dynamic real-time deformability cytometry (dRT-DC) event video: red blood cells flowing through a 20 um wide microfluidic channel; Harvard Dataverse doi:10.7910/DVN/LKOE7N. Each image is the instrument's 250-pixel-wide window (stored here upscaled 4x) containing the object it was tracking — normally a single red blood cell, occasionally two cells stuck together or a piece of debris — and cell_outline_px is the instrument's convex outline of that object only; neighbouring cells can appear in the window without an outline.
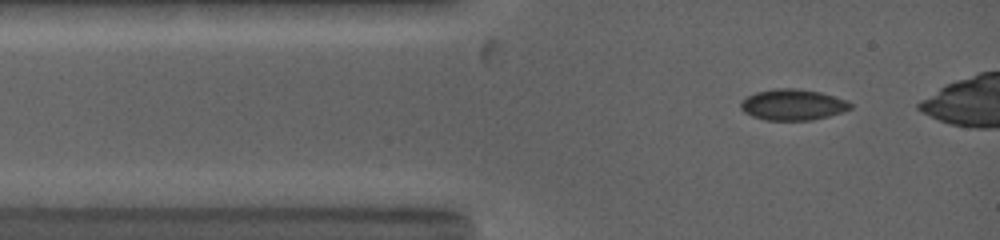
{"species": "common noctule bat (a hibernating species)", "species_latin": "Nyctalus noctula", "temperature_condition": "warm", "stored_images_in_passage": 14, "camera_frame_rate_fps": 5000, "um_per_image_px": 0.085, "animal": {"sex": "female", "body_mass_g": 19.0, "forearm_length_mm": 53.3}, "frame": {"image": 1, "passage_image": 3, "time_ms": 0.6, "image_size_px": [1000, 240], "cell_outline_px": [[852, 108], [828, 116], [812, 120], [764, 120], [752, 116], [744, 112], [740, 108], [740, 100], [756, 92], [776, 88], [796, 88], [820, 92], [848, 100], [852, 104]], "centroid_in_image_um": [67.37, 8.9], "position_along_channel_um": 17.6, "area_um2": 19.88}}
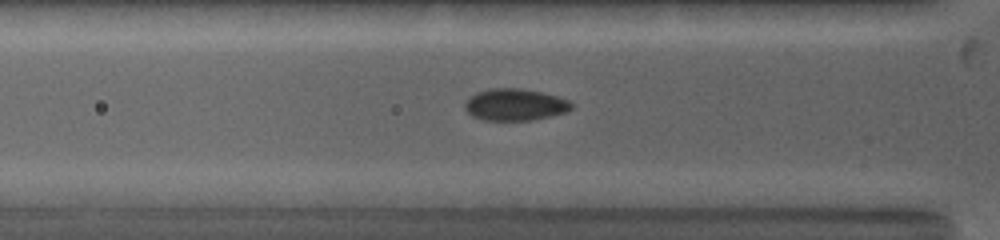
{"frame": {"image": 2, "passage_image": 10, "time_ms": 2.8, "image_size_px": [1000, 240], "cell_outline_px": [[572, 108], [564, 112], [532, 120], [484, 120], [472, 116], [464, 108], [464, 104], [476, 92], [492, 88], [520, 88], [544, 92], [568, 100], [572, 104]], "centroid_in_image_um": [43.76, 8.89], "position_along_channel_um": 82.0, "area_um2": 19.59}}